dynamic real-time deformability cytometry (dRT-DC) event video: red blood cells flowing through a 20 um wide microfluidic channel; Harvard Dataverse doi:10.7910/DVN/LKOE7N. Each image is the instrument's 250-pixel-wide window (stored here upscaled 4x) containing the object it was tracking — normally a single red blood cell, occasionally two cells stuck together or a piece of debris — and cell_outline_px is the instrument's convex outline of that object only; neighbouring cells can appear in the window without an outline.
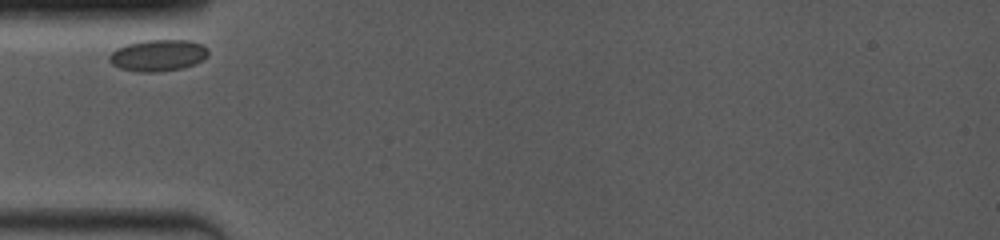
{"species": "common noctule bat (a hibernating species)", "species_latin": "Nyctalus noctula", "temperature_condition": "room temperature", "stored_images_in_passage": 2, "camera_frame_rate_fps": 4000, "um_per_image_px": 0.085, "animal": {"sex": "female", "body_mass_g": 19.0, "forearm_length_mm": 53.3}, "frame": {"image": 1, "passage_image": 1, "time_ms": 0.0, "image_size_px": [1000, 240], "cell_outline_px": [[208, 56], [196, 64], [180, 68], [156, 72], [136, 72], [120, 68], [112, 64], [108, 60], [108, 56], [116, 48], [128, 44], [144, 40], [188, 40], [204, 44], [208, 48]], "centroid_in_image_um": [13.44, 4.7], "position_along_channel_um": 71.6, "area_um2": 18.32}}